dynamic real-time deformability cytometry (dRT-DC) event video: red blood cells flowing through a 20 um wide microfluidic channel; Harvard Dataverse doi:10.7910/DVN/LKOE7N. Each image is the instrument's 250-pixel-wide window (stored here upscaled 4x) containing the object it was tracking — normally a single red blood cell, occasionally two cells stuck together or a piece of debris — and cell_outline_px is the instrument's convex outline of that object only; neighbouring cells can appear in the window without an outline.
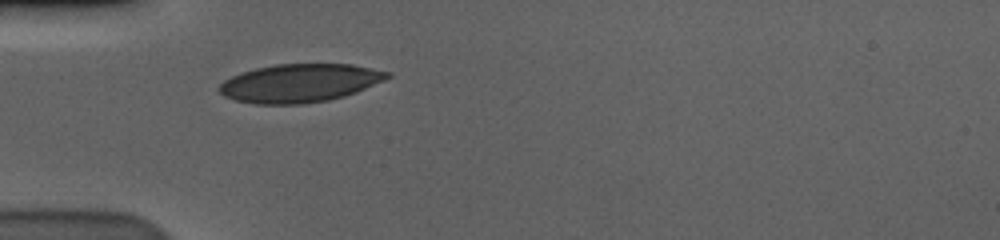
{"species": "human", "species_latin": "Homo sapiens", "temperature_condition": "cold", "stored_images_in_passage": 40, "camera_frame_rate_fps": 3000, "um_per_image_px": 0.085, "donor": {"sex": "male"}, "frame": {"image": 1, "passage_image": 1, "time_ms": 0.0, "image_size_px": [1000, 240], "cell_outline_px": [[392, 76], [384, 80], [356, 92], [344, 96], [328, 100], [304, 104], [256, 104], [236, 100], [224, 96], [216, 88], [224, 80], [240, 72], [256, 68], [276, 64], [352, 64], [392, 72]], "centroid_in_image_um": [25.47, 7.06], "position_along_channel_um": 59.5, "area_um2": 37.63}}
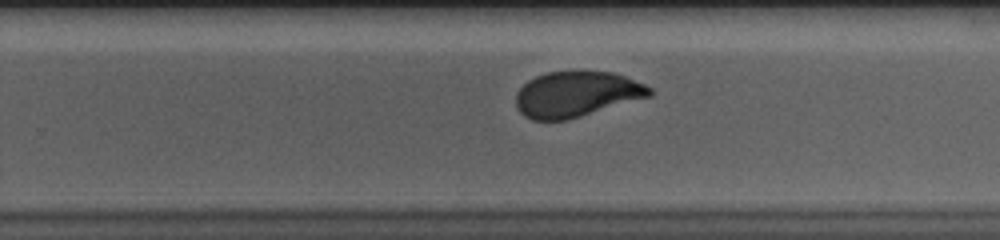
{"frame": {"image": 2, "passage_image": 20, "time_ms": 6.333, "image_size_px": [1000, 240], "cell_outline_px": [[652, 96], [568, 120], [532, 120], [524, 116], [516, 108], [516, 92], [528, 80], [536, 76], [548, 72], [612, 72], [624, 76], [644, 84], [652, 88]], "centroid_in_image_um": [48.99, 8.02], "position_along_channel_um": 280.8, "area_um2": 35.43}}
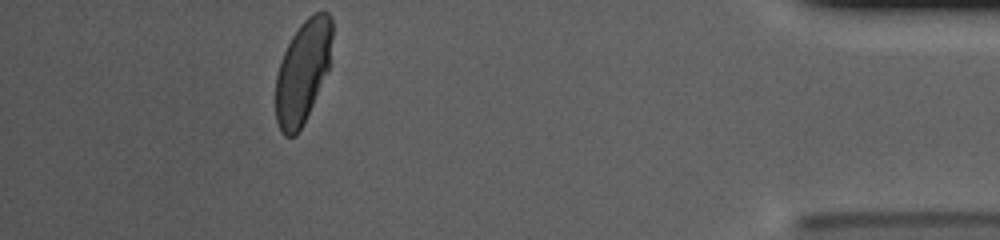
{"frame": {"image": 3, "passage_image": 35, "time_ms": 11.333, "image_size_px": [1000, 240], "cell_outline_px": [[332, 36], [328, 72], [296, 136], [284, 136], [280, 132], [276, 120], [276, 76], [280, 60], [292, 36], [300, 24], [312, 12], [328, 12], [332, 16]], "centroid_in_image_um": [25.73, 6.06], "position_along_channel_um": 409.5, "area_um2": 33.7}, "authors_computed_cell_mechanics": {"area_um2": 36.2117, "velocity_mm_per_s": 3.5844, "shape_relaxation_time_tau1_ms": 3.9912, "shape_relaxation_time_tau2_ms": null, "deformation_change_tau1": 0.1401, "deformation_change_tau2": null}}